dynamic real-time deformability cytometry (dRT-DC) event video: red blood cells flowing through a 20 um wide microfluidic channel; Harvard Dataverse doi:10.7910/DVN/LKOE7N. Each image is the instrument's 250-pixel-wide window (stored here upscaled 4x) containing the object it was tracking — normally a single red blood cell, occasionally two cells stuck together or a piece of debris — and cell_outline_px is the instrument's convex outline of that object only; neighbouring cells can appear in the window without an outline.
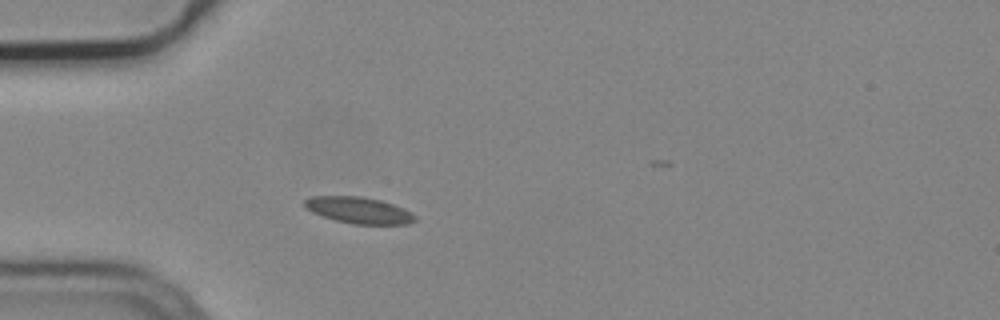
{"species": "common noctule bat (a hibernating species)", "species_latin": "Nyctalus noctula", "temperature_condition": "cold", "stored_images_in_passage": 1, "camera_frame_rate_fps": 3000, "um_per_image_px": 0.085, "animal": {"sex": "male", "body_mass_g": 19.2, "forearm_length_mm": 51.8}, "frame": {"image": 1, "passage_image": 1, "time_ms": 0.0, "image_size_px": [1000, 320], "cell_outline_px": [[416, 220], [408, 224], [352, 224], [336, 220], [312, 212], [304, 208], [304, 200], [312, 196], [360, 196], [380, 200], [392, 204], [416, 216]], "centroid_in_image_um": [30.45, 17.87], "position_along_channel_um": 54.5, "area_um2": 16.76}}